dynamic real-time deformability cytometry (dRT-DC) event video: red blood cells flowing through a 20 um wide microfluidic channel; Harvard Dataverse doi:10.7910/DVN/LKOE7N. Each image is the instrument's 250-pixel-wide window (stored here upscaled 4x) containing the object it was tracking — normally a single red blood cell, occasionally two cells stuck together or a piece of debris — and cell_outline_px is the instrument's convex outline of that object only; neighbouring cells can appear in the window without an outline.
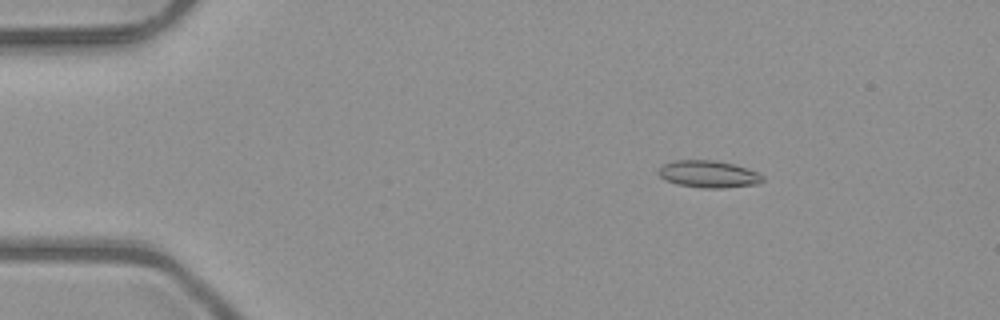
{"species": "common noctule bat (a hibernating species)", "species_latin": "Nyctalus noctula", "temperature_condition": "room temperature", "stored_images_in_passage": 46, "camera_frame_rate_fps": 3000, "um_per_image_px": 0.085, "animal": {"sex": "male", "body_mass_g": 23.1, "forearm_length_mm": 52.7}, "frame": {"image": 1, "passage_image": 3, "time_ms": 0.667, "image_size_px": [1000, 320], "cell_outline_px": [[764, 180], [756, 184], [724, 188], [704, 188], [676, 184], [664, 180], [656, 172], [664, 164], [676, 160], [716, 160], [732, 164], [756, 172], [764, 176]], "centroid_in_image_um": [60.19, 14.8], "position_along_channel_um": 24.8, "area_um2": 16.36}}
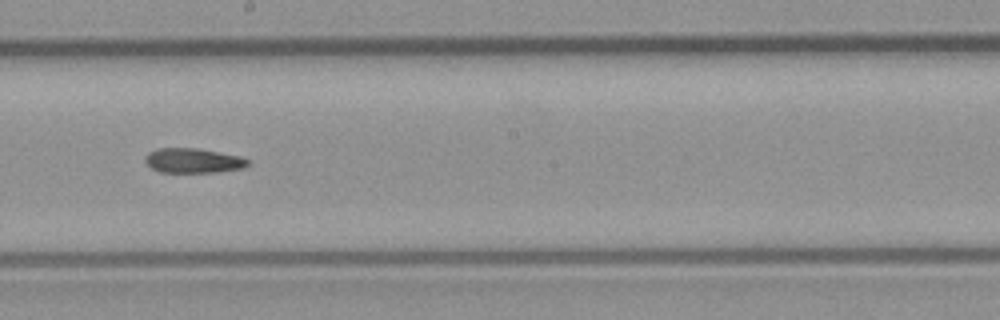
{"frame": {"image": 2, "passage_image": 24, "time_ms": 7.667, "image_size_px": [1000, 320], "cell_outline_px": [[248, 164], [244, 168], [216, 172], [160, 172], [152, 168], [144, 160], [144, 156], [148, 152], [156, 148], [200, 148], [240, 156], [248, 160]], "centroid_in_image_um": [16.39, 13.64], "position_along_channel_um": 231.8, "area_um2": 14.85}}
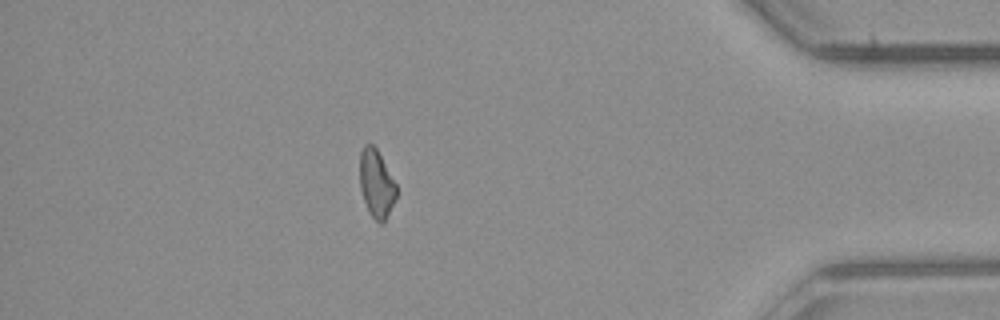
{"frame": {"image": 3, "passage_image": 40, "time_ms": 13.0, "image_size_px": [1000, 320], "cell_outline_px": [[396, 196], [384, 224], [380, 224], [368, 212], [360, 188], [360, 152], [364, 144], [372, 144], [376, 148], [396, 184]], "centroid_in_image_um": [31.98, 15.63], "position_along_channel_um": 403.2, "area_um2": 14.33}}